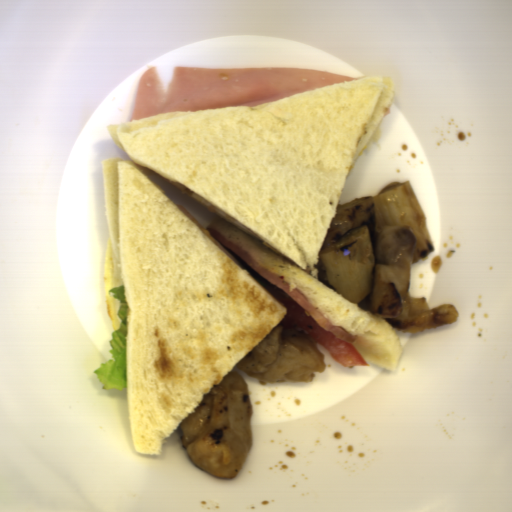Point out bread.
<instances>
[{
	"instance_id": "1",
	"label": "bread",
	"mask_w": 512,
	"mask_h": 512,
	"mask_svg": "<svg viewBox=\"0 0 512 512\" xmlns=\"http://www.w3.org/2000/svg\"><path fill=\"white\" fill-rule=\"evenodd\" d=\"M392 94L390 78L362 77L256 106L108 125L129 159L100 169L116 284L126 292L135 453L157 455L288 312L210 230L357 337L348 342L368 365L396 370V329L320 282L315 267Z\"/></svg>"
}]
</instances>
